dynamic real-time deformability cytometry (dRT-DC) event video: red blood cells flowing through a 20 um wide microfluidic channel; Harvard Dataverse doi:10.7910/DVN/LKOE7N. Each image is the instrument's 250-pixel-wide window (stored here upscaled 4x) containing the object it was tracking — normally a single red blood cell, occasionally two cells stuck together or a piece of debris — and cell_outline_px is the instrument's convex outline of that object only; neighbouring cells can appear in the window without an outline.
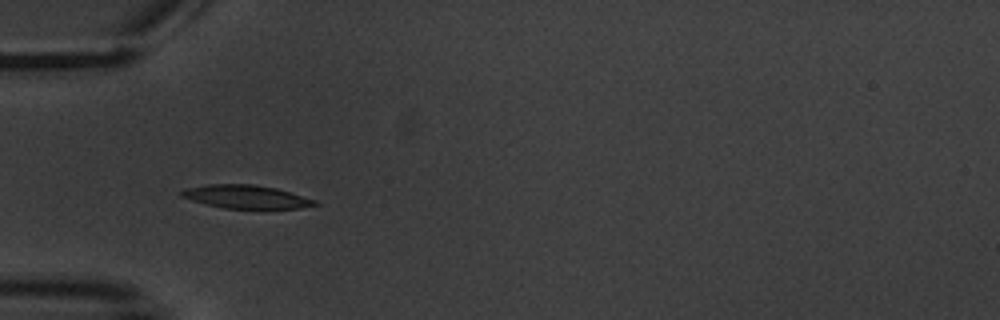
{"species": "common noctule bat (a hibernating species)", "species_latin": "Nyctalus noctula", "temperature_condition": "warm", "stored_images_in_passage": 10, "camera_frame_rate_fps": 3000, "um_per_image_px": 0.085, "animal": {"sex": "male", "body_mass_g": 20.1, "forearm_length_mm": 53.5}, "frame": {"image": 1, "passage_image": 6, "time_ms": 6.667, "image_size_px": [1000, 320], "cell_outline_px": [[320, 204], [300, 208], [260, 212], [224, 208], [192, 200], [180, 196], [180, 192], [188, 188], [208, 184], [252, 184], [276, 188], [316, 200]], "centroid_in_image_um": [21.01, 16.78], "position_along_channel_um": 64.0, "area_um2": 18.9}}
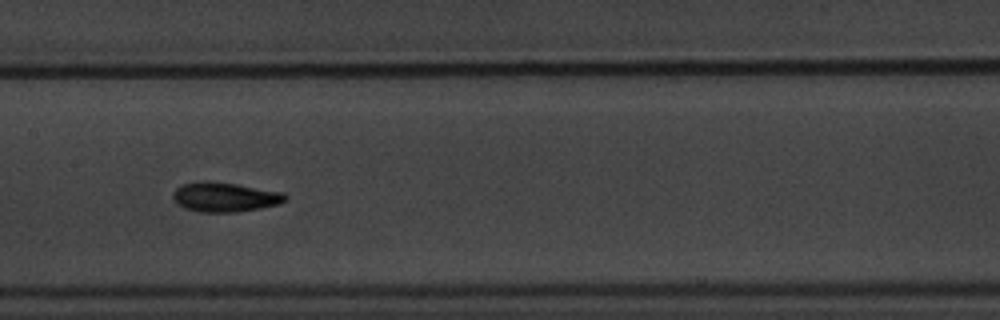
{"frame": {"image": 2, "passage_image": 9, "time_ms": 10.333, "image_size_px": [1000, 320], "cell_outline_px": [[288, 200], [280, 204], [260, 208], [236, 212], [200, 212], [184, 208], [176, 204], [172, 196], [172, 192], [176, 188], [184, 184], [200, 180], [208, 180], [236, 184], [284, 192], [288, 196]], "centroid_in_image_um": [19.11, 16.74], "position_along_channel_um": 188.3, "area_um2": 19.65}}